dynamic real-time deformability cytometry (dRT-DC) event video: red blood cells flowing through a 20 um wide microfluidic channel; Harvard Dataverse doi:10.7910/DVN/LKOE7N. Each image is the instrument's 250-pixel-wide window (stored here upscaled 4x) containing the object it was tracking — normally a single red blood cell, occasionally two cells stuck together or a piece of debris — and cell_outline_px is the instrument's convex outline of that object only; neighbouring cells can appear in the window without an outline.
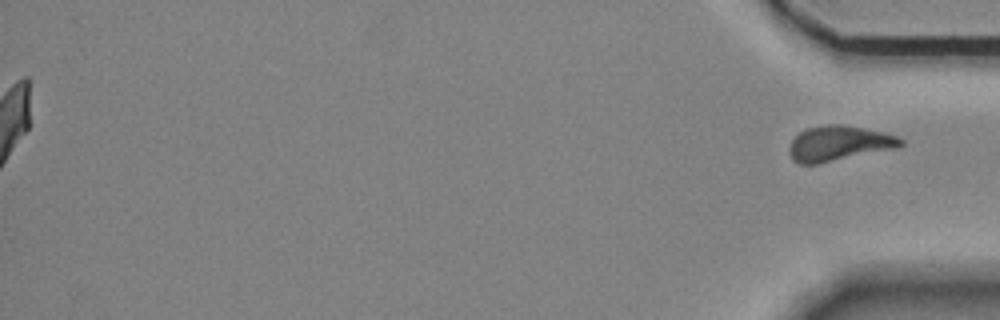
{"species": "Egyptian fruit bat (a non-hibernating species)", "species_latin": "Rousettus aegyptiacus", "temperature_condition": "room temperature", "stored_images_in_passage": 53, "segment_of_instrument_passage": [2, 2], "camera_frame_rate_fps": 3000, "um_per_image_px": 0.085, "animal": {"sex": "female"}, "frame": {"image": 1, "passage_image": 53, "time_ms": 17.333, "image_size_px": [1000, 320], "cell_outline_px": [[904, 144], [900, 148], [816, 164], [800, 164], [792, 160], [788, 152], [788, 148], [792, 140], [804, 128], [824, 124], [844, 124], [864, 128], [896, 136], [904, 140]], "centroid_in_image_um": [71.3, 12.19], "position_along_channel_um": 363.9, "area_um2": 23.12}}